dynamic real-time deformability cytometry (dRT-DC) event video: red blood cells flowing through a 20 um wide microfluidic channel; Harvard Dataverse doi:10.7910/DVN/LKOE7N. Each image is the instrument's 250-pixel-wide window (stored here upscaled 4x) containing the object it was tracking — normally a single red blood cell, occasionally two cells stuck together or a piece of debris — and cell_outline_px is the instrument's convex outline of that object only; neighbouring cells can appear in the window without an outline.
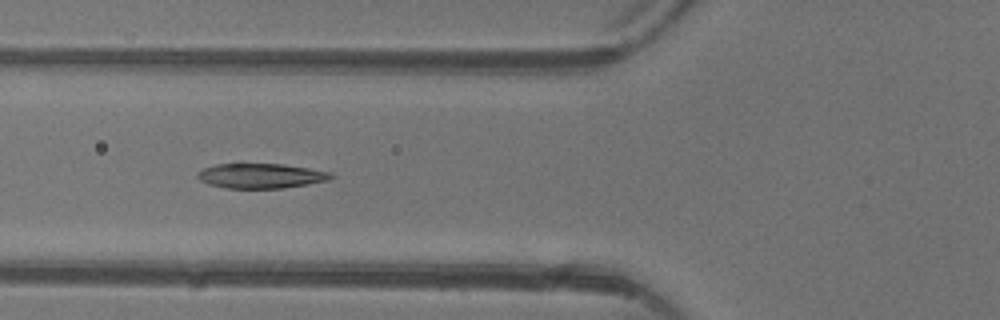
{"species": "common noctule bat (a hibernating species)", "species_latin": "Nyctalus noctula", "temperature_condition": "warm", "stored_images_in_passage": 5, "camera_frame_rate_fps": 3000, "um_per_image_px": 0.085, "animal": {"sex": "female"}, "frame": {"image": 1, "passage_image": 4, "time_ms": 3.667, "image_size_px": [1000, 320], "cell_outline_px": [[332, 176], [328, 180], [308, 184], [284, 188], [224, 188], [208, 184], [200, 180], [196, 176], [196, 172], [204, 168], [216, 164], [284, 164], [308, 168], [328, 172]], "centroid_in_image_um": [22.11, 14.95], "position_along_channel_um": 103.7, "area_um2": 19.19}}
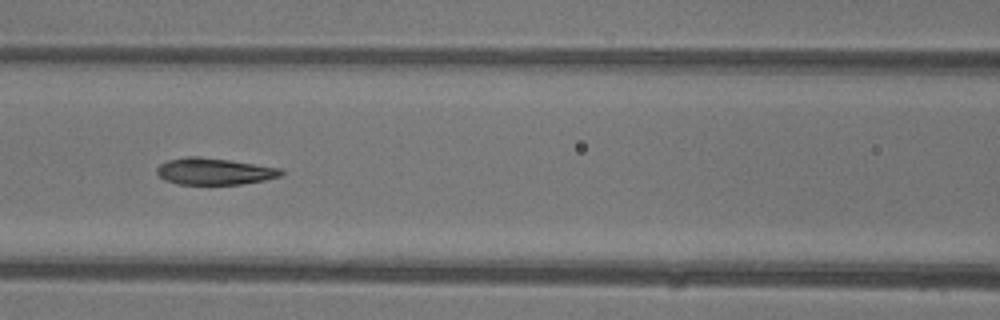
{"frame": {"image": 2, "passage_image": 5, "time_ms": 4.667, "image_size_px": [1000, 320], "cell_outline_px": [[284, 172], [280, 176], [264, 180], [240, 184], [180, 184], [164, 180], [156, 172], [156, 168], [160, 164], [168, 160], [188, 156], [200, 156], [228, 160], [280, 168]], "centroid_in_image_um": [18.18, 14.56], "position_along_channel_um": 148.4, "area_um2": 19.13}}